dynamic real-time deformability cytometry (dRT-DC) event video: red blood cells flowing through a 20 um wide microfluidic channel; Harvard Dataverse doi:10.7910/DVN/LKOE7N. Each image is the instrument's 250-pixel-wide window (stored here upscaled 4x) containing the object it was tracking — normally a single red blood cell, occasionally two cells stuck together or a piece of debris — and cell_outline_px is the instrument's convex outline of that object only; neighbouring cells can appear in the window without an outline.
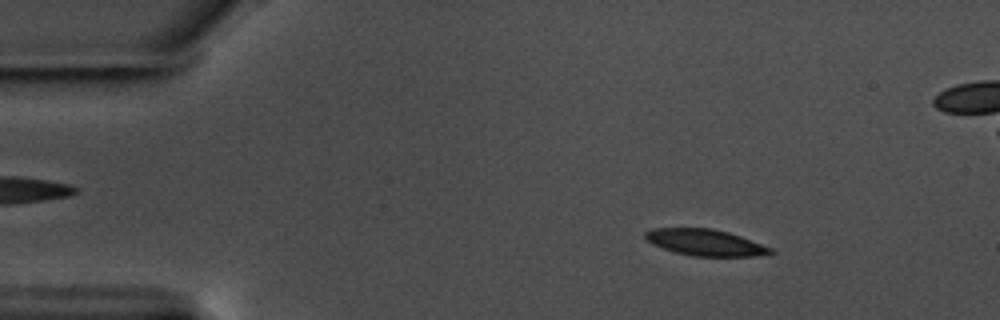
{"species": "common noctule bat (a hibernating species)", "species_latin": "Nyctalus noctula", "temperature_condition": "warm", "stored_images_in_passage": 57, "camera_frame_rate_fps": 3000, "um_per_image_px": 0.085, "animal": {"sex": "male", "body_mass_g": 17.5, "forearm_length_mm": 52.3}, "frame": {"image": 1, "passage_image": 8, "time_ms": 2.333, "image_size_px": [1000, 320], "cell_outline_px": [[776, 252], [752, 256], [692, 256], [676, 252], [652, 244], [644, 236], [644, 232], [652, 228], [712, 228], [728, 232], [740, 236], [772, 248]], "centroid_in_image_um": [59.93, 20.6], "position_along_channel_um": 25.1, "area_um2": 19.07}}
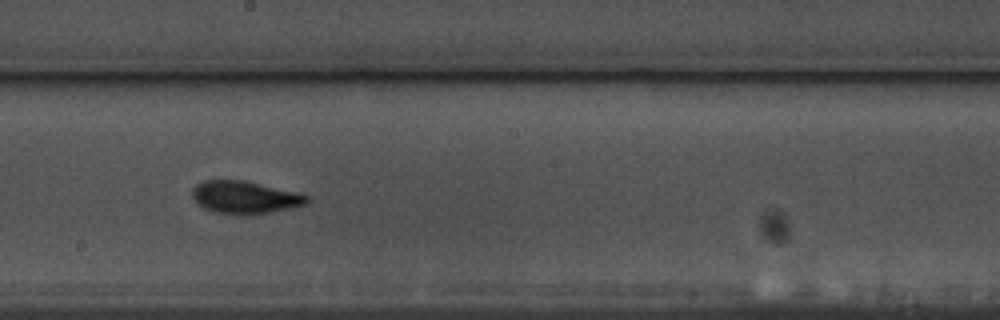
{"frame": {"image": 2, "passage_image": 31, "time_ms": 10.0, "image_size_px": [1000, 320], "cell_outline_px": [[312, 200], [308, 204], [292, 208], [272, 212], [244, 216], [240, 216], [212, 212], [196, 204], [192, 196], [192, 188], [196, 184], [204, 180], [244, 180], [296, 192], [308, 196]], "centroid_in_image_um": [20.81, 16.8], "position_along_channel_um": 227.4, "area_um2": 22.31}}
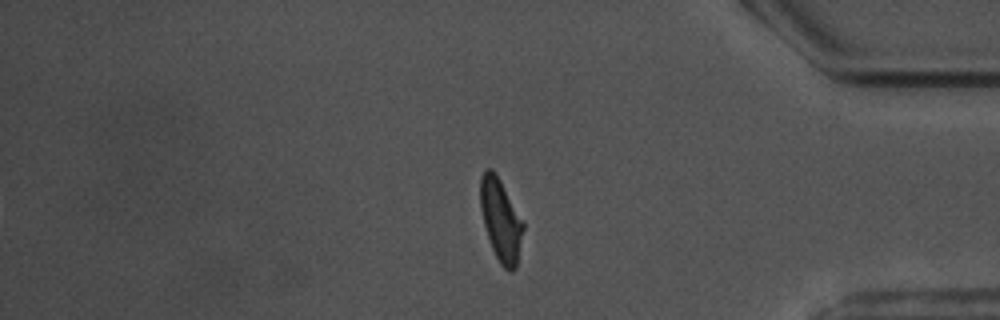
{"frame": {"image": 3, "passage_image": 47, "time_ms": 15.333, "image_size_px": [1000, 320], "cell_outline_px": [[524, 228], [516, 268], [512, 272], [508, 272], [500, 264], [492, 248], [484, 224], [480, 208], [480, 176], [484, 168], [492, 168], [496, 172], [524, 220]], "centroid_in_image_um": [42.57, 18.66], "position_along_channel_um": 392.6, "area_um2": 20.92}}